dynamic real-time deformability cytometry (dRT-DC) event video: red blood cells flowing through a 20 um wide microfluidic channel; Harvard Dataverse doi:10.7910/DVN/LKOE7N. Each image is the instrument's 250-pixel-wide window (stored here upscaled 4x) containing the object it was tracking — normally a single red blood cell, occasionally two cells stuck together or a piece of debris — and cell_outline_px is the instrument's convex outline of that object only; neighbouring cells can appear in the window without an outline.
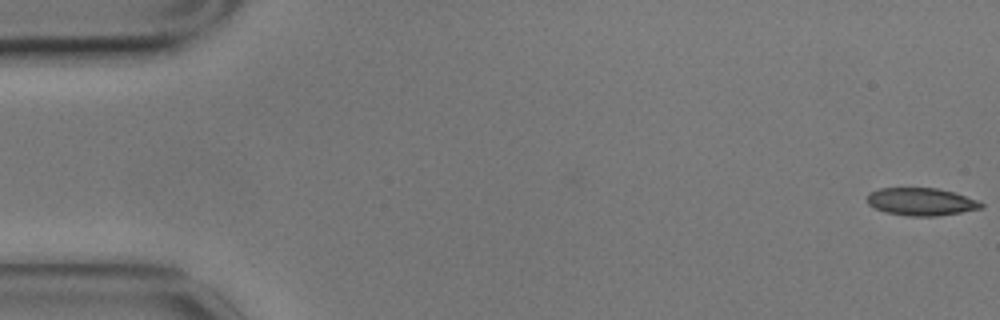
{"species": "common noctule bat (a hibernating species)", "species_latin": "Nyctalus noctula", "temperature_condition": "cold", "stored_images_in_passage": 44, "camera_frame_rate_fps": 3000, "um_per_image_px": 0.085, "animal": {"sex": "male", "body_mass_g": 17.9}, "frame": {"image": 1, "passage_image": 1, "time_ms": 0.0, "image_size_px": [1000, 320], "cell_outline_px": [[984, 208], [936, 216], [908, 216], [884, 212], [868, 204], [868, 192], [880, 188], [936, 188], [952, 192], [976, 200], [984, 204]], "centroid_in_image_um": [78.27, 17.15], "position_along_channel_um": 6.7, "area_um2": 18.21}}
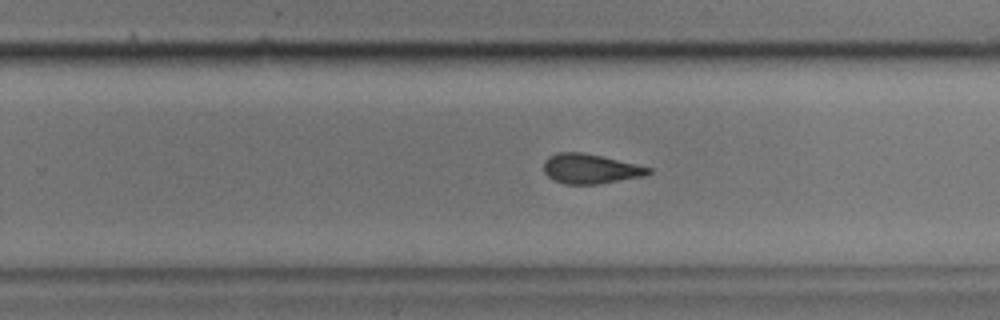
{"frame": {"image": 2, "passage_image": 36, "time_ms": 11.667, "image_size_px": [1000, 320], "cell_outline_px": [[652, 172], [648, 176], [596, 184], [564, 184], [548, 176], [544, 172], [544, 160], [548, 156], [556, 152], [580, 152], [600, 156], [636, 164], [652, 168]], "centroid_in_image_um": [50.2, 14.35], "position_along_channel_um": 279.6, "area_um2": 18.15}}
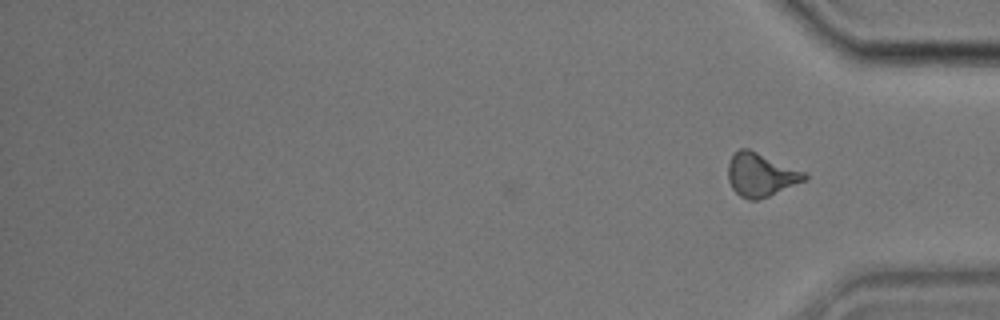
{"frame": {"image": 3, "passage_image": 44, "time_ms": 14.333, "image_size_px": [1000, 320], "cell_outline_px": [[808, 180], [768, 196], [756, 200], [748, 200], [740, 196], [732, 188], [728, 180], [728, 164], [732, 156], [740, 148], [748, 148], [808, 172]], "centroid_in_image_um": [64.71, 14.85], "position_along_channel_um": 370.5, "area_um2": 19.59}, "authors_computed_cell_mechanics": {"area_um2": 19.1318, "velocity_mm_per_s": 3.4772, "shape_relaxation_time_tau1_ms": 7.6998, "shape_relaxation_time_tau2_ms": 2.8988, "deformation_change_tau1": 0.146, "deformation_change_tau2": 0.0962}}